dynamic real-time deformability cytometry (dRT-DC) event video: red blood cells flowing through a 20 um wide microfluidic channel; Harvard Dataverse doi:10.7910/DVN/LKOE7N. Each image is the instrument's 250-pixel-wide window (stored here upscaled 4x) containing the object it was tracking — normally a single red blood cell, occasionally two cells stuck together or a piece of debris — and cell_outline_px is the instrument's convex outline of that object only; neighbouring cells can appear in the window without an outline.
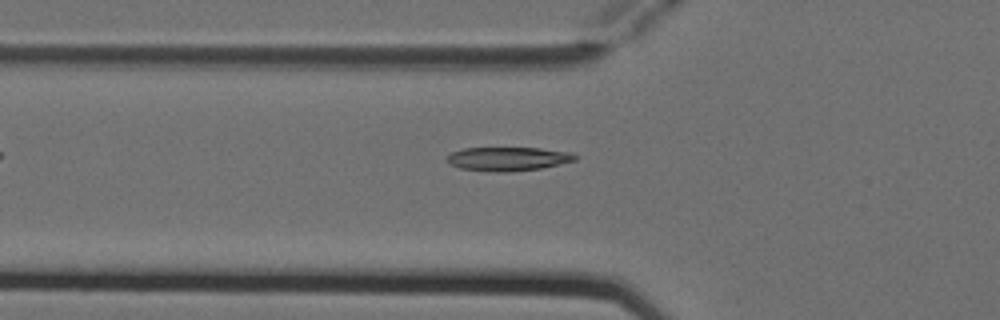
{"species": "Egyptian fruit bat (a non-hibernating species)", "species_latin": "Rousettus aegyptiacus", "temperature_condition": "cold", "stored_images_in_passage": 2, "camera_frame_rate_fps": 3000, "um_per_image_px": 0.085, "animal": {"sex": "female"}, "frame": {"image": 1, "passage_image": 2, "time_ms": 0.333, "image_size_px": [1000, 320], "cell_outline_px": [[580, 156], [576, 160], [540, 168], [512, 172], [496, 172], [460, 168], [448, 164], [444, 160], [444, 156], [452, 152], [464, 148], [540, 148], [572, 152]], "centroid_in_image_um": [43.15, 13.5], "position_along_channel_um": 82.7, "area_um2": 18.03}}